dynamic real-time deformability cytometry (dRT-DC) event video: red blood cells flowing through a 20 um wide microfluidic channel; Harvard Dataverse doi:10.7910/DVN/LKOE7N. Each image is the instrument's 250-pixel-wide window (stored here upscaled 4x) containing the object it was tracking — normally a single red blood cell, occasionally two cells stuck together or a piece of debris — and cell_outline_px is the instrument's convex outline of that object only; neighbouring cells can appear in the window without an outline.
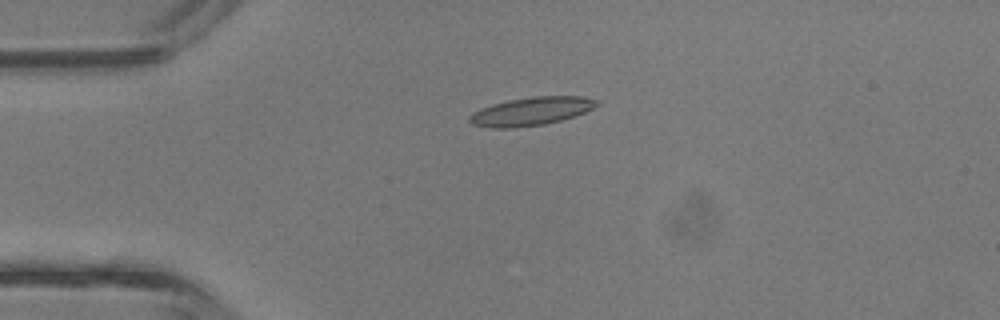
{"species": "common noctule bat (a hibernating species)", "species_latin": "Nyctalus noctula", "temperature_condition": "room temperature", "stored_images_in_passage": 2, "camera_frame_rate_fps": 3000, "um_per_image_px": 0.085, "animal": {"sex": "male", "body_mass_g": 13.3}, "frame": {"image": 1, "passage_image": 1, "time_ms": 0.0, "image_size_px": [1000, 320], "cell_outline_px": [[600, 104], [584, 112], [560, 120], [544, 124], [516, 128], [492, 128], [472, 124], [468, 120], [468, 116], [472, 112], [480, 108], [492, 104], [508, 100], [532, 96], [584, 96], [596, 100]], "centroid_in_image_um": [45.1, 9.45], "position_along_channel_um": 39.9, "area_um2": 20.98}}
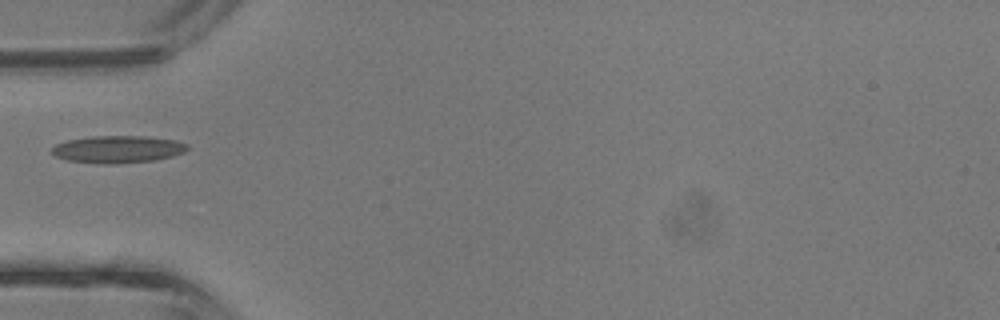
{"frame": {"image": 2, "passage_image": 2, "time_ms": 0.333, "image_size_px": [1000, 320], "cell_outline_px": [[188, 148], [184, 152], [172, 156], [156, 160], [116, 164], [104, 164], [68, 160], [56, 156], [52, 152], [52, 148], [56, 144], [68, 140], [92, 136], [144, 136], [176, 140], [188, 144]], "centroid_in_image_um": [10.04, 12.69], "position_along_channel_um": 75.0, "area_um2": 21.5}}